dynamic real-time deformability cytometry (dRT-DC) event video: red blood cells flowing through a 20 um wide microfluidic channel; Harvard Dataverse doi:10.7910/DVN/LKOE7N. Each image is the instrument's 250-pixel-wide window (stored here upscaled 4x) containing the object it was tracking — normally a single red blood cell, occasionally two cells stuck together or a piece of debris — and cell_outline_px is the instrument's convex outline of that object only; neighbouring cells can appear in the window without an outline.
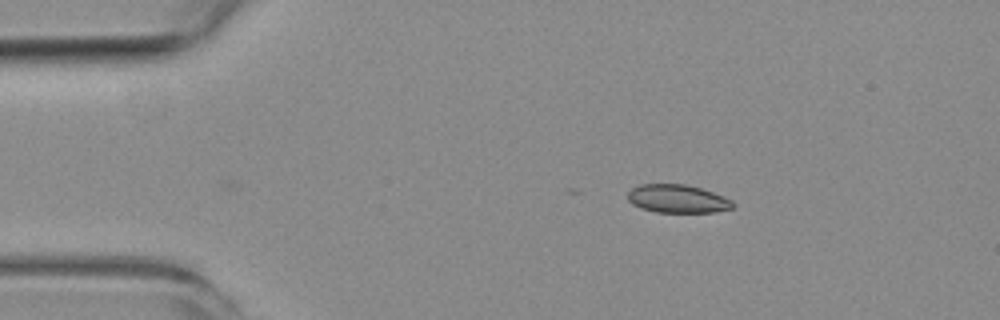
{"species": "common noctule bat (a hibernating species)", "species_latin": "Nyctalus noctula", "temperature_condition": "room temperature", "stored_images_in_passage": 3, "camera_frame_rate_fps": 3000, "um_per_image_px": 0.085, "animal": {"sex": "female", "body_mass_g": 19.3, "forearm_length_mm": 54.1}, "frame": {"image": 1, "passage_image": 3, "time_ms": 2.333, "image_size_px": [1000, 320], "cell_outline_px": [[736, 204], [732, 208], [716, 212], [656, 212], [640, 208], [632, 204], [628, 200], [628, 192], [632, 188], [640, 184], [684, 184], [700, 188], [724, 196], [732, 200]], "centroid_in_image_um": [57.59, 16.9], "position_along_channel_um": 27.4, "area_um2": 17.34}}